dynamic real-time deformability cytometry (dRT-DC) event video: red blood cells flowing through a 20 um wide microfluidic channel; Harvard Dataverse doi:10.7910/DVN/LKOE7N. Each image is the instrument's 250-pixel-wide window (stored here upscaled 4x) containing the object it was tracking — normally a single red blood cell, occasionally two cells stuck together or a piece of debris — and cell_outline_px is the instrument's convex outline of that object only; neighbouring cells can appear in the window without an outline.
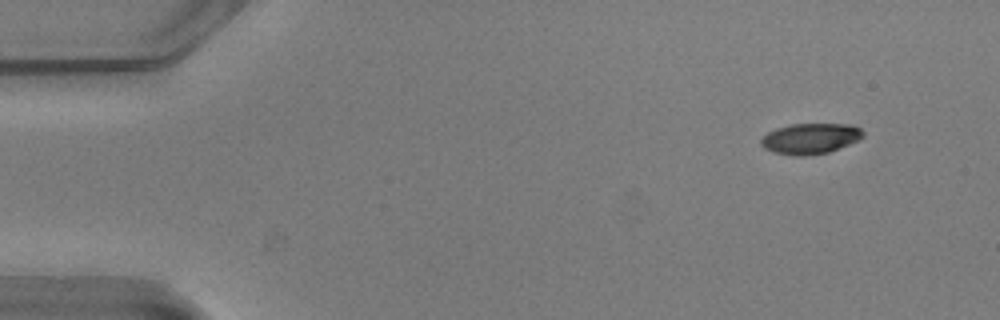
{"species": "common noctule bat (a hibernating species)", "species_latin": "Nyctalus noctula", "temperature_condition": "warm", "stored_images_in_passage": 50, "camera_frame_rate_fps": 3000, "um_per_image_px": 0.085, "animal": {"sex": "male", "body_mass_g": 20.5, "forearm_length_mm": 52.5}, "frame": {"image": 1, "passage_image": 1, "time_ms": 0.0, "image_size_px": [1000, 320], "cell_outline_px": [[864, 136], [848, 144], [828, 152], [804, 156], [796, 156], [772, 152], [764, 148], [760, 144], [760, 140], [768, 132], [776, 128], [792, 124], [852, 124], [860, 128], [864, 132]], "centroid_in_image_um": [68.85, 11.77], "position_along_channel_um": 16.1, "area_um2": 18.15}}
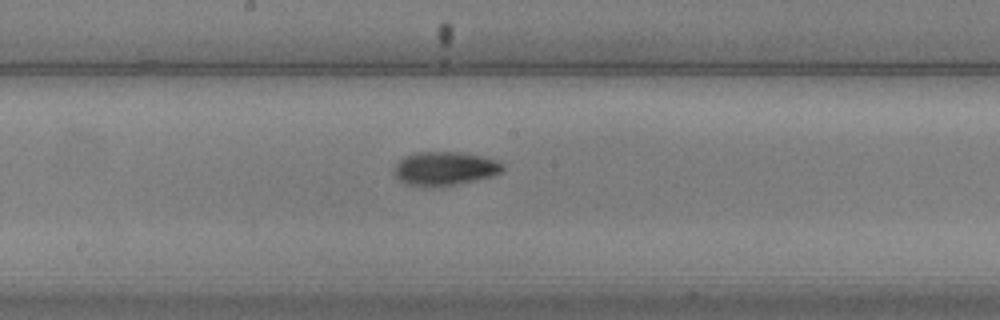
{"frame": {"image": 2, "passage_image": 25, "time_ms": 8.0, "image_size_px": [1000, 320], "cell_outline_px": [[504, 172], [492, 176], [440, 188], [424, 188], [404, 184], [396, 176], [396, 164], [404, 156], [416, 152], [460, 152], [480, 156], [496, 160], [504, 164]], "centroid_in_image_um": [37.81, 14.36], "position_along_channel_um": 210.4, "area_um2": 21.68}}
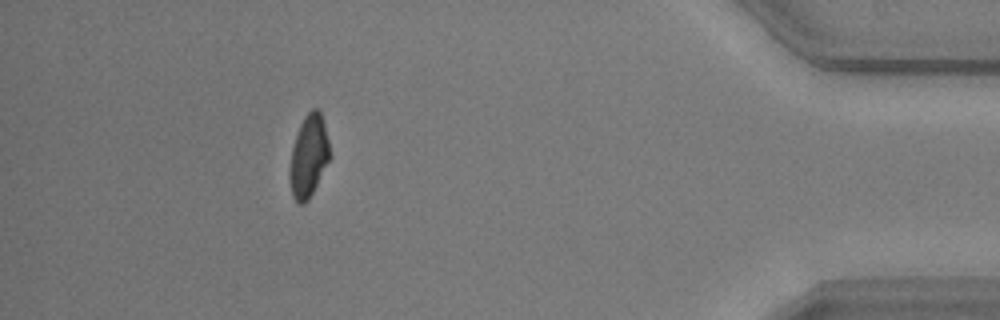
{"frame": {"image": 3, "passage_image": 45, "time_ms": 14.667, "image_size_px": [1000, 320], "cell_outline_px": [[332, 156], [308, 200], [304, 204], [296, 204], [292, 196], [288, 180], [288, 172], [292, 148], [300, 124], [304, 116], [312, 108], [316, 108], [320, 112], [324, 124]], "centroid_in_image_um": [26.22, 13.32], "position_along_channel_um": 409.0, "area_um2": 19.48}, "authors_computed_cell_mechanics": {"area_um2": 19.8543, "velocity_mm_per_s": 3.7684, "shape_relaxation_time_tau1_ms": 3.3228, "shape_relaxation_time_tau2_ms": 2.8482, "deformation_change_tau1": 0.1454, "deformation_change_tau2": 0.0701}}